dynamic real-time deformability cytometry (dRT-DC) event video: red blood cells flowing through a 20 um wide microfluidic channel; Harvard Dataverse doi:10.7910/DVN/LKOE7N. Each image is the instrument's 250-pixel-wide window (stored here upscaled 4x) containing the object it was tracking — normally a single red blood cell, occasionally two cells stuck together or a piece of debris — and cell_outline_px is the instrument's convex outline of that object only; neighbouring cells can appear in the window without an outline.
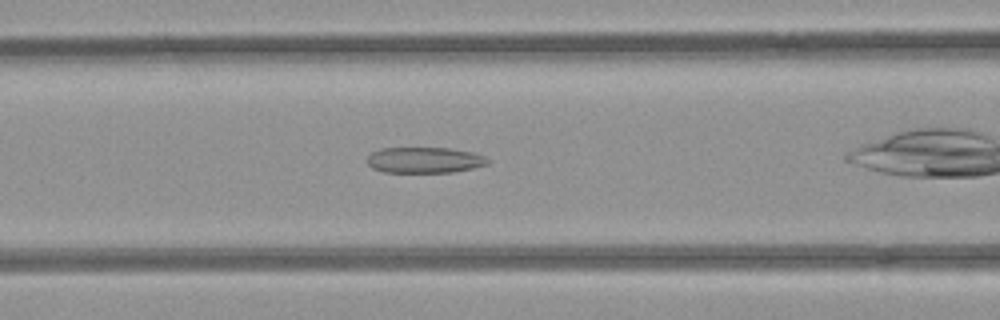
{"species": "common noctule bat (a hibernating species)", "species_latin": "Nyctalus noctula", "temperature_condition": "room temperature", "stored_images_in_passage": 26, "camera_frame_rate_fps": 3000, "um_per_image_px": 0.085, "animal": {"sex": "female", "body_mass_g": 21.9}, "frame": {"image": 1, "passage_image": 8, "time_ms": 2.333, "image_size_px": [1000, 320], "cell_outline_px": [[492, 160], [488, 164], [472, 168], [452, 172], [384, 172], [372, 168], [368, 164], [368, 156], [372, 152], [380, 148], [448, 148], [472, 152], [484, 156]], "centroid_in_image_um": [36.1, 13.6], "position_along_channel_um": 130.5, "area_um2": 18.15}}
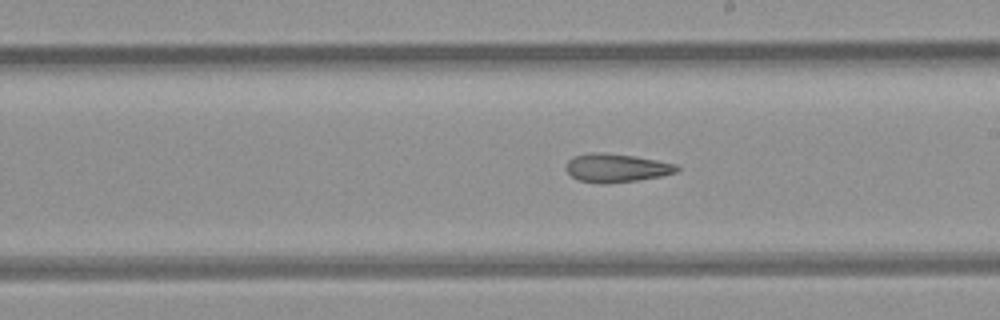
{"frame": {"image": 2, "passage_image": 16, "time_ms": 5.0, "image_size_px": [1000, 320], "cell_outline_px": [[680, 168], [676, 172], [660, 176], [640, 180], [604, 184], [600, 184], [580, 180], [572, 176], [568, 172], [564, 164], [572, 156], [592, 152], [604, 152], [636, 156], [676, 164]], "centroid_in_image_um": [52.36, 14.26], "position_along_channel_um": 236.6, "area_um2": 18.55}}
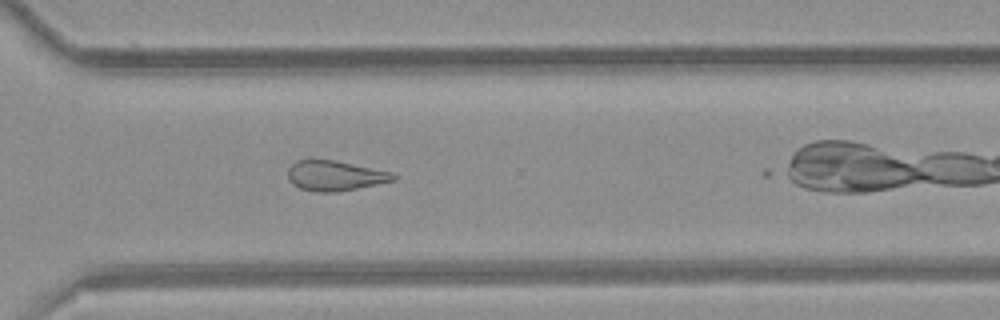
{"frame": {"image": 3, "passage_image": 24, "time_ms": 7.667, "image_size_px": [1000, 320], "cell_outline_px": [[396, 180], [356, 188], [332, 192], [316, 192], [300, 188], [292, 184], [288, 180], [288, 168], [296, 160], [336, 160], [392, 172], [396, 176]], "centroid_in_image_um": [28.45, 14.93], "position_along_channel_um": 342.1, "area_um2": 18.38}}